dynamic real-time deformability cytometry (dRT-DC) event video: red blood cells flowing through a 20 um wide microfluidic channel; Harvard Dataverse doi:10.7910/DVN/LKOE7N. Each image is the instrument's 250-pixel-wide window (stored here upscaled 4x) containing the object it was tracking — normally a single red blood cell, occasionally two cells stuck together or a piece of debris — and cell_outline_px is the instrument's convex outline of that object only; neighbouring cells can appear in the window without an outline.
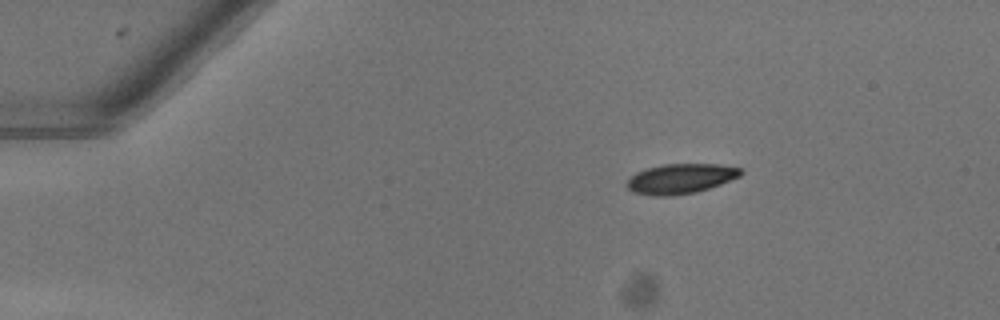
{"species": "common noctule bat (a hibernating species)", "species_latin": "Nyctalus noctula", "temperature_condition": "warm", "stored_images_in_passage": 44, "camera_frame_rate_fps": 3000, "um_per_image_px": 0.085, "animal": {"sex": "female"}, "frame": {"image": 1, "passage_image": 1, "time_ms": 0.0, "image_size_px": [1000, 320], "cell_outline_px": [[744, 172], [740, 176], [720, 184], [696, 192], [668, 196], [652, 196], [632, 192], [628, 188], [628, 180], [636, 172], [648, 168], [664, 164], [720, 164], [744, 168]], "centroid_in_image_um": [57.89, 15.18], "position_along_channel_um": 27.1, "area_um2": 19.83}}
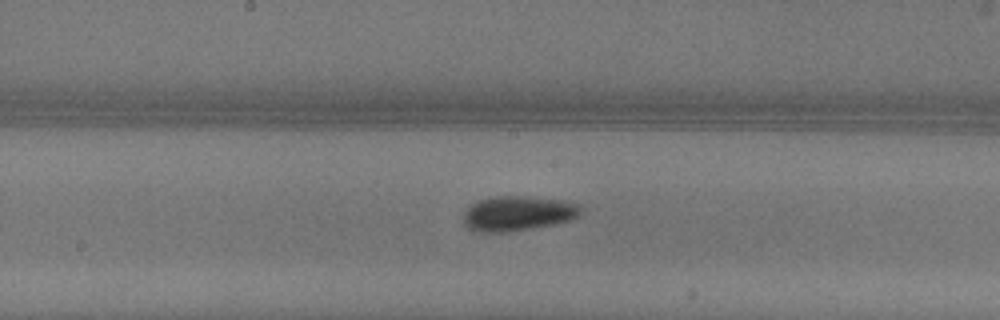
{"frame": {"image": 2, "passage_image": 20, "time_ms": 6.333, "image_size_px": [1000, 320], "cell_outline_px": [[580, 212], [576, 216], [568, 220], [552, 224], [504, 232], [484, 232], [468, 228], [464, 224], [464, 212], [476, 200], [492, 196], [524, 196], [568, 200], [580, 204]], "centroid_in_image_um": [43.99, 18.11], "position_along_channel_um": 204.2, "area_um2": 23.64}}
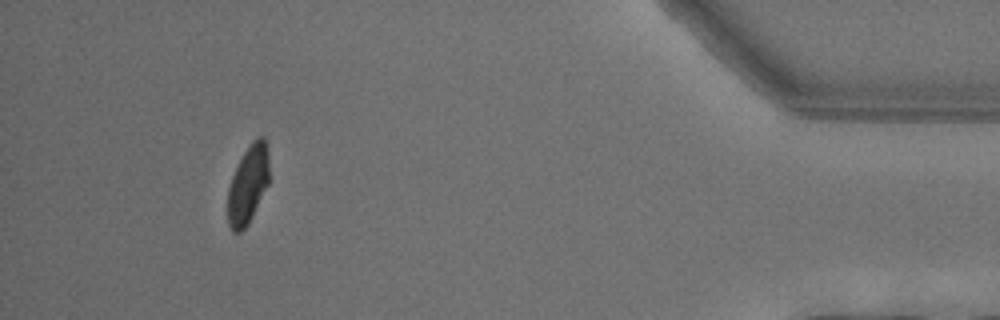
{"frame": {"image": 3, "passage_image": 40, "time_ms": 13.0, "image_size_px": [1000, 320], "cell_outline_px": [[268, 184], [248, 224], [240, 232], [232, 232], [228, 224], [228, 188], [232, 176], [244, 152], [252, 140], [256, 136], [264, 136], [268, 152]], "centroid_in_image_um": [21.08, 15.67], "position_along_channel_um": 414.1, "area_um2": 18.73}, "authors_computed_cell_mechanics": {"area_um2": 21.7039, "velocity_mm_per_s": 4.0637, "shape_relaxation_time_tau1_ms": 2.879, "shape_relaxation_time_tau2_ms": null, "deformation_change_tau1": 0.1313, "deformation_change_tau2": null}}